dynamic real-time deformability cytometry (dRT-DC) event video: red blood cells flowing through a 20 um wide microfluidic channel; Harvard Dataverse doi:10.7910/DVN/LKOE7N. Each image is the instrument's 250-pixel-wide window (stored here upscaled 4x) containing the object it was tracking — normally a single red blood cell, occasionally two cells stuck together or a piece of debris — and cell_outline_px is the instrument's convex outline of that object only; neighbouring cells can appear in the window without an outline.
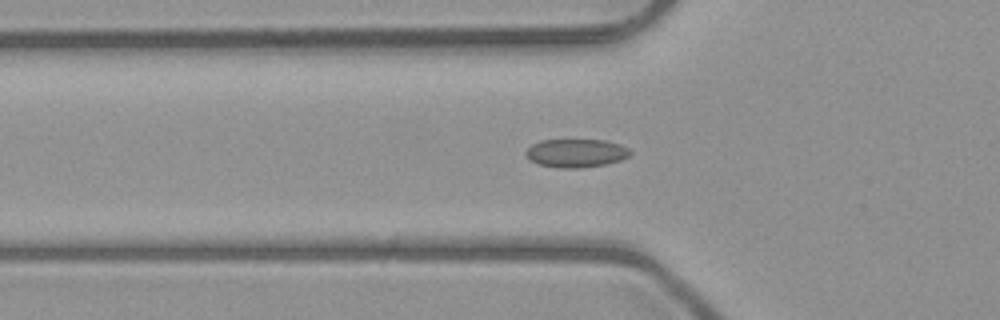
{"species": "common noctule bat (a hibernating species)", "species_latin": "Nyctalus noctula", "temperature_condition": "room temperature", "stored_images_in_passage": 52, "camera_frame_rate_fps": 3000, "um_per_image_px": 0.085, "animal": {"sex": "male", "body_mass_g": 23.1, "forearm_length_mm": 52.7}, "frame": {"image": 1, "passage_image": 17, "time_ms": 5.333, "image_size_px": [1000, 320], "cell_outline_px": [[632, 152], [628, 156], [620, 160], [604, 164], [580, 168], [560, 168], [536, 164], [524, 152], [532, 144], [540, 140], [604, 140], [620, 144], [628, 148]], "centroid_in_image_um": [48.96, 13.01], "position_along_channel_um": 76.8, "area_um2": 17.17}}
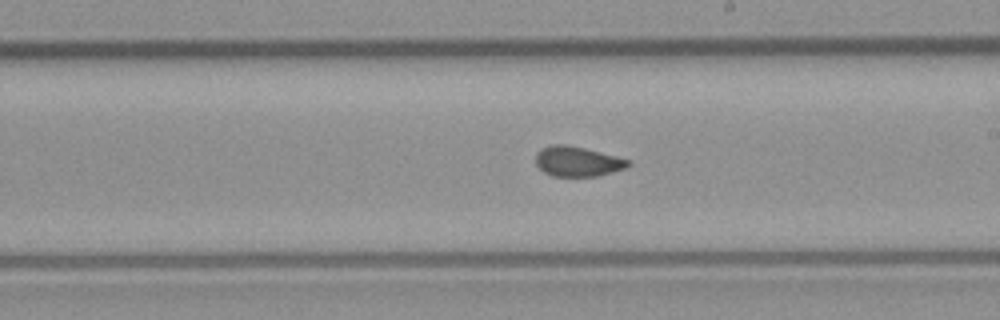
{"frame": {"image": 2, "passage_image": 29, "time_ms": 9.333, "image_size_px": [1000, 320], "cell_outline_px": [[632, 164], [624, 168], [596, 176], [552, 176], [544, 172], [536, 164], [536, 152], [552, 144], [568, 144], [616, 156], [628, 160]], "centroid_in_image_um": [49.06, 13.71], "position_along_channel_um": 239.9, "area_um2": 15.95}}
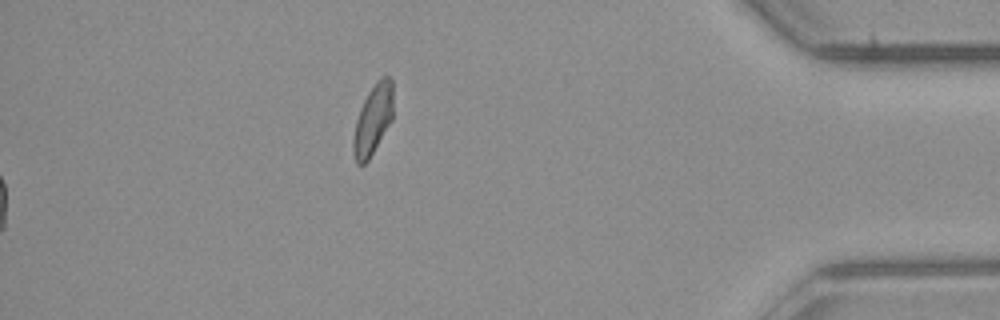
{"frame": {"image": 3, "passage_image": 52, "time_ms": 17.0, "image_size_px": [1000, 320], "cell_outline_px": [[392, 120], [368, 160], [364, 164], [356, 164], [352, 152], [352, 140], [356, 120], [360, 108], [368, 92], [376, 80], [380, 76], [388, 76], [392, 80]], "centroid_in_image_um": [31.68, 10.16], "position_along_channel_um": 403.5, "area_um2": 16.3}}